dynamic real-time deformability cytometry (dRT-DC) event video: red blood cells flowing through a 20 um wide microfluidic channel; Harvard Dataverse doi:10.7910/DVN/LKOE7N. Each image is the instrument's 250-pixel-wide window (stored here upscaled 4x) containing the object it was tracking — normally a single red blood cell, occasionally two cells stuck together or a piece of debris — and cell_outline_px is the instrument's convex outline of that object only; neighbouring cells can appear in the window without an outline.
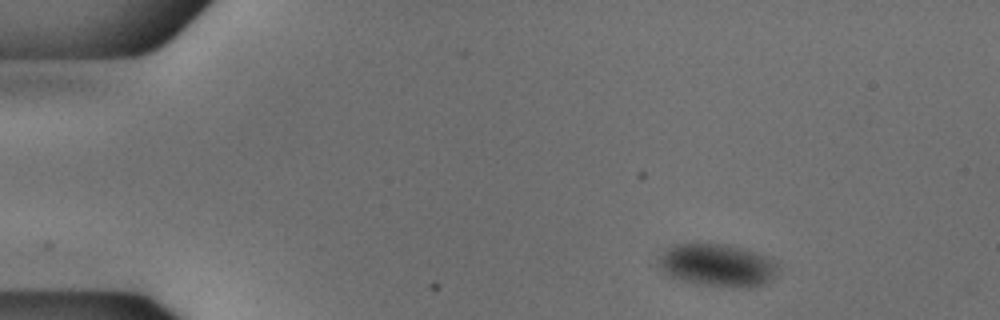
{"species": "common noctule bat (a hibernating species)", "species_latin": "Nyctalus noctula", "temperature_condition": "cold", "stored_images_in_passage": 48, "camera_frame_rate_fps": 3000, "um_per_image_px": 0.085, "animal": {"sex": "male", "body_mass_g": 18.8}, "frame": {"image": 1, "passage_image": 1, "time_ms": 0.0, "image_size_px": [1000, 320], "cell_outline_px": [[776, 272], [764, 284], [752, 288], [732, 288], [696, 284], [672, 276], [664, 272], [660, 264], [660, 256], [668, 248], [676, 244], [728, 244], [764, 256], [772, 260], [776, 264]], "centroid_in_image_um": [60.98, 22.57], "position_along_channel_um": 24.0, "area_um2": 29.07}}
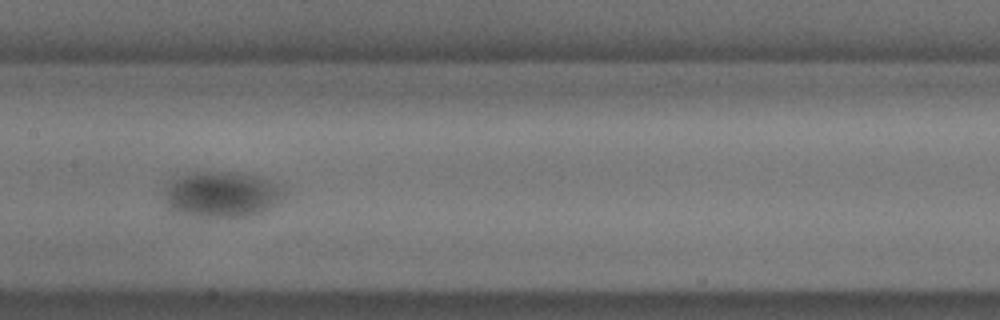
{"frame": {"image": 2, "passage_image": 21, "time_ms": 6.667, "image_size_px": [1000, 320], "cell_outline_px": [[284, 196], [276, 204], [260, 212], [248, 216], [192, 216], [172, 212], [168, 208], [164, 200], [164, 184], [168, 180], [180, 176], [200, 172], [228, 172], [256, 176], [280, 184], [284, 188]], "centroid_in_image_um": [18.78, 16.52], "position_along_channel_um": 188.6, "area_um2": 32.02}}
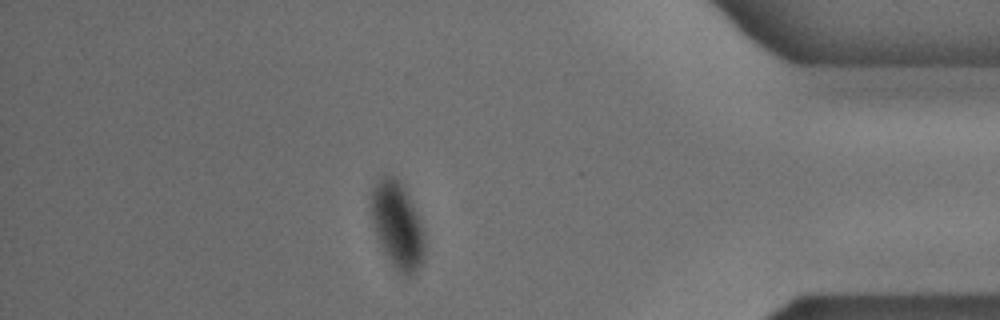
{"frame": {"image": 3, "passage_image": 41, "time_ms": 13.333, "image_size_px": [1000, 320], "cell_outline_px": [[424, 256], [420, 268], [408, 280], [400, 276], [392, 268], [380, 244], [368, 208], [368, 196], [372, 188], [384, 176], [392, 176], [400, 184], [408, 196], [424, 228]], "centroid_in_image_um": [33.76, 19.26], "position_along_channel_um": 401.4, "area_um2": 27.51}}